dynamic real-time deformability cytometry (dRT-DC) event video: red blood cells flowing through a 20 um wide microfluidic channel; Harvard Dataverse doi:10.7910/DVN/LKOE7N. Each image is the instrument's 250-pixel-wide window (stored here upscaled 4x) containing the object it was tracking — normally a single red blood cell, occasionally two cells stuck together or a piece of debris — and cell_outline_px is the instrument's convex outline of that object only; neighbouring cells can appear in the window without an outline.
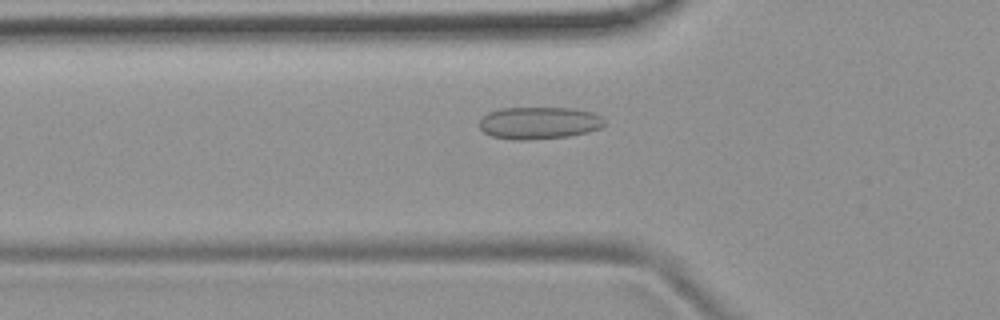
{"species": "common noctule bat (a hibernating species)", "species_latin": "Nyctalus noctula", "temperature_condition": "room temperature", "stored_images_in_passage": 52, "camera_frame_rate_fps": 3000, "um_per_image_px": 0.085, "animal": {"sex": "female", "body_mass_g": 19.9}, "frame": {"image": 1, "passage_image": 17, "time_ms": 5.333, "image_size_px": [1000, 320], "cell_outline_px": [[604, 124], [600, 128], [588, 132], [568, 136], [524, 140], [512, 140], [492, 136], [484, 132], [480, 128], [480, 120], [488, 112], [500, 108], [572, 108], [592, 112], [600, 116], [604, 120]], "centroid_in_image_um": [45.8, 10.45], "position_along_channel_um": 80.0, "area_um2": 23.41}}
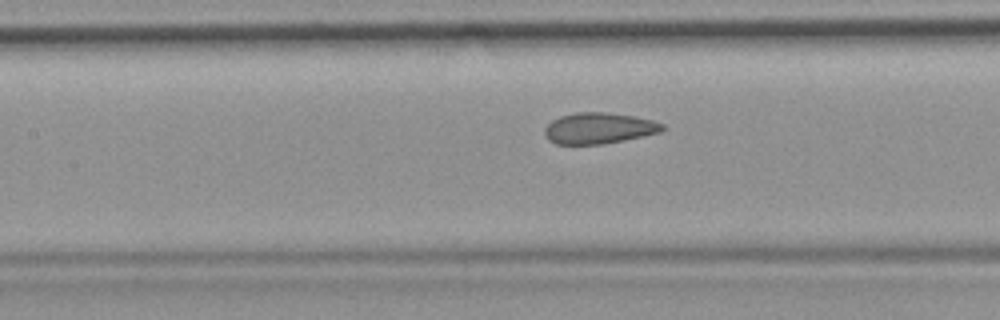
{"frame": {"image": 2, "passage_image": 23, "time_ms": 7.333, "image_size_px": [1000, 320], "cell_outline_px": [[664, 128], [660, 132], [624, 140], [604, 144], [556, 144], [548, 140], [544, 136], [544, 128], [552, 120], [560, 116], [576, 112], [608, 112], [632, 116], [652, 120], [664, 124]], "centroid_in_image_um": [50.86, 10.9], "position_along_channel_um": 156.5, "area_um2": 21.33}}
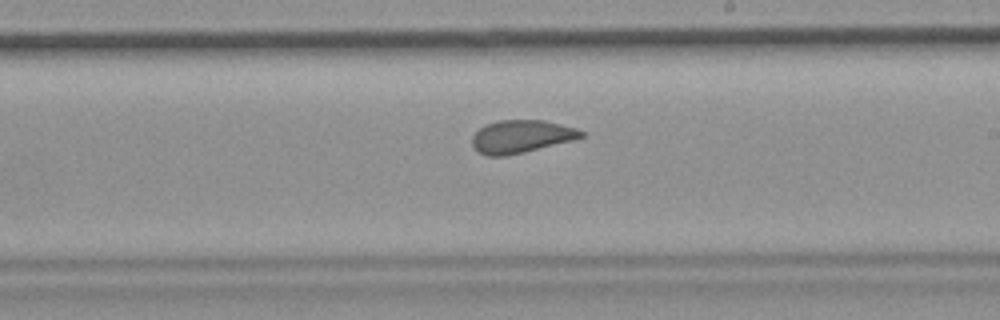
{"frame": {"image": 3, "passage_image": 30, "time_ms": 9.667, "image_size_px": [1000, 320], "cell_outline_px": [[584, 136], [572, 140], [524, 152], [504, 156], [488, 156], [480, 152], [472, 144], [472, 136], [480, 128], [496, 120], [544, 120], [576, 128], [584, 132]], "centroid_in_image_um": [44.3, 11.59], "position_along_channel_um": 244.7, "area_um2": 20.58}, "authors_computed_cell_mechanics": {"area_um2": 22.0507, "velocity_mm_per_s": 3.7938, "shape_relaxation_time_tau1_ms": null, "shape_relaxation_time_tau2_ms": 1.179, "deformation_change_tau1": null, "deformation_change_tau2": 0.0653}}